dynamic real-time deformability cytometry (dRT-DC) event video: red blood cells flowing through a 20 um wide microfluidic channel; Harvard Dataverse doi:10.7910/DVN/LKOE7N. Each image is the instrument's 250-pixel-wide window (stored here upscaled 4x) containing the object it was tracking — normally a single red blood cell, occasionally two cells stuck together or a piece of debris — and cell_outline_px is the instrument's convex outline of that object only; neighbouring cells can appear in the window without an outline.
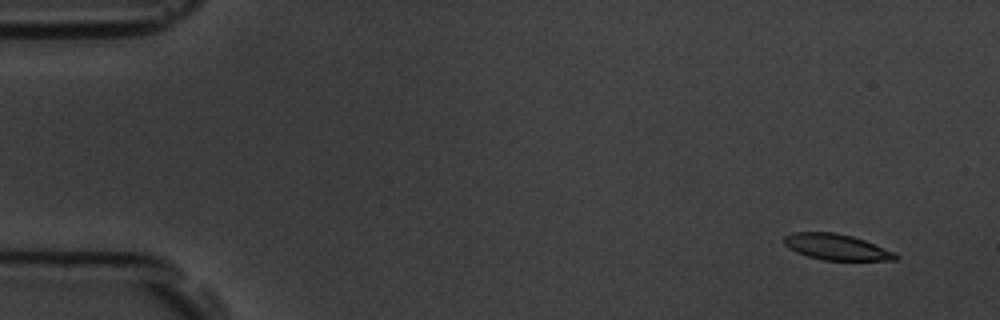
{"species": "common noctule bat (a hibernating species)", "species_latin": "Nyctalus noctula", "temperature_condition": "room temperature", "stored_images_in_passage": 8, "camera_frame_rate_fps": 3000, "um_per_image_px": 0.085, "animal": {"sex": "male", "body_mass_g": 19.5, "forearm_length_mm": 54.6}, "frame": {"image": 1, "passage_image": 1, "time_ms": 0.0, "image_size_px": [1000, 320], "cell_outline_px": [[900, 256], [896, 260], [824, 260], [808, 256], [796, 252], [788, 248], [784, 244], [784, 236], [792, 232], [832, 232], [852, 236], [864, 240], [892, 252]], "centroid_in_image_um": [71.04, 20.99], "position_along_channel_um": 14.0, "area_um2": 16.65}}
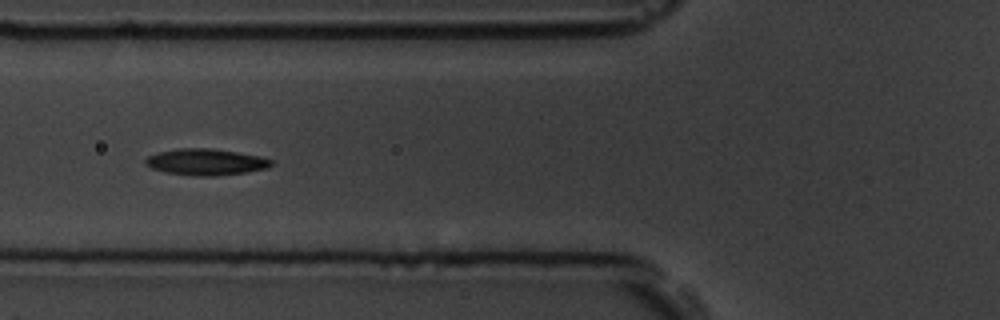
{"frame": {"image": 2, "passage_image": 6, "time_ms": 5.667, "image_size_px": [1000, 320], "cell_outline_px": [[272, 164], [268, 168], [244, 172], [212, 176], [192, 176], [164, 172], [152, 168], [144, 164], [144, 160], [148, 156], [156, 152], [176, 148], [212, 148], [260, 156], [272, 160]], "centroid_in_image_um": [17.44, 13.76], "position_along_channel_um": 108.4, "area_um2": 19.42}}
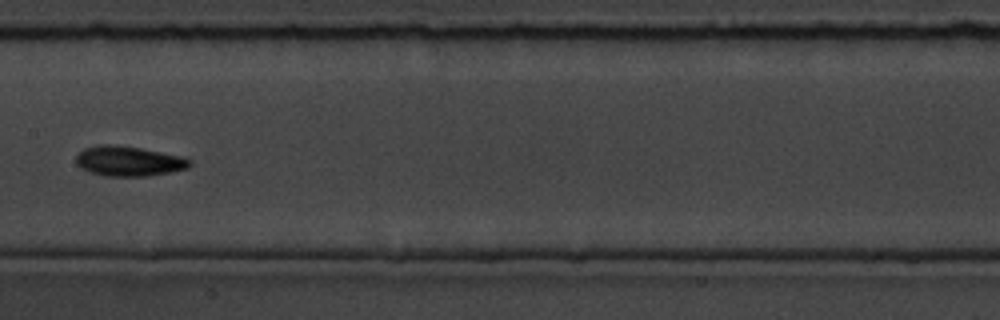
{"frame": {"image": 3, "passage_image": 8, "time_ms": 8.0, "image_size_px": [1000, 320], "cell_outline_px": [[192, 164], [188, 168], [148, 176], [104, 176], [88, 172], [80, 168], [76, 164], [76, 156], [84, 148], [96, 144], [112, 144], [140, 148], [184, 156], [192, 160]], "centroid_in_image_um": [10.93, 13.69], "position_along_channel_um": 196.5, "area_um2": 20.11}}